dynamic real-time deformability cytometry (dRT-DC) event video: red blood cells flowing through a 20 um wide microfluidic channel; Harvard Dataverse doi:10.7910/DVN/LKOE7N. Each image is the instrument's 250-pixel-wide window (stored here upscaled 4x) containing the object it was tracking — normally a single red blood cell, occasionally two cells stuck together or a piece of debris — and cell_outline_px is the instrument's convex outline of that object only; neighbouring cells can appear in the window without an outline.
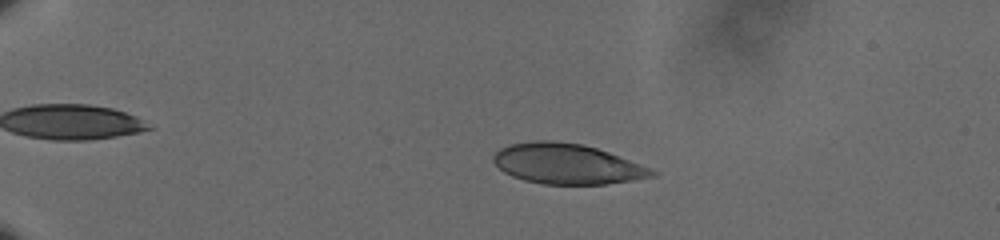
{"species": "human", "species_latin": "Homo sapiens", "temperature_condition": "cold", "stored_images_in_passage": 59, "camera_frame_rate_fps": 3000, "um_per_image_px": 0.085, "donor": {"sex": "male"}, "frame": {"image": 1, "passage_image": 14, "time_ms": 4.333, "image_size_px": [1000, 240], "cell_outline_px": [[656, 176], [632, 180], [604, 184], [544, 184], [524, 180], [512, 176], [504, 172], [492, 160], [492, 156], [500, 148], [512, 144], [532, 140], [556, 140], [584, 144], [608, 152], [648, 168], [656, 172]], "centroid_in_image_um": [48.14, 13.92], "position_along_channel_um": 36.9, "area_um2": 36.93}}
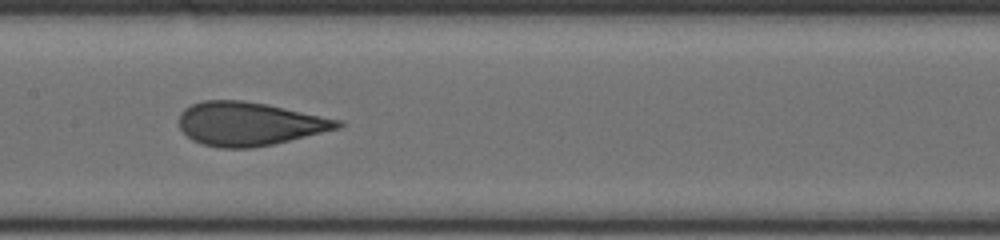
{"frame": {"image": 2, "passage_image": 33, "time_ms": 10.667, "image_size_px": [1000, 240], "cell_outline_px": [[344, 124], [340, 128], [272, 144], [252, 148], [220, 148], [204, 144], [192, 140], [180, 128], [180, 112], [184, 108], [192, 104], [204, 100], [244, 100], [268, 104], [344, 120]], "centroid_in_image_um": [21.21, 10.51], "position_along_channel_um": 186.2, "area_um2": 40.34}}
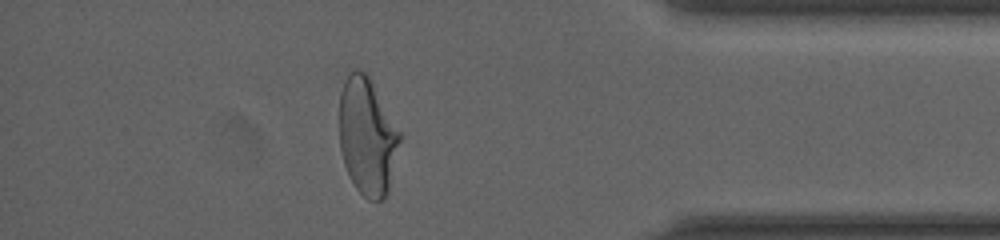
{"frame": {"image": 3, "passage_image": 53, "time_ms": 17.333, "image_size_px": [1000, 240], "cell_outline_px": [[400, 140], [388, 192], [384, 200], [368, 200], [356, 188], [344, 164], [340, 148], [340, 92], [344, 80], [348, 72], [356, 68], [364, 72], [368, 76], [400, 132]], "centroid_in_image_um": [31.2, 11.6], "position_along_channel_um": 404.0, "area_um2": 40.81}, "authors_computed_cell_mechanics": {"area_um2": 39.6508, "velocity_mm_per_s": 3.61, "shape_relaxation_time_tau1_ms": 8.3363, "shape_relaxation_time_tau2_ms": 0.7322, "deformation_change_tau1": 0.2319, "deformation_change_tau2": 0.0734}}